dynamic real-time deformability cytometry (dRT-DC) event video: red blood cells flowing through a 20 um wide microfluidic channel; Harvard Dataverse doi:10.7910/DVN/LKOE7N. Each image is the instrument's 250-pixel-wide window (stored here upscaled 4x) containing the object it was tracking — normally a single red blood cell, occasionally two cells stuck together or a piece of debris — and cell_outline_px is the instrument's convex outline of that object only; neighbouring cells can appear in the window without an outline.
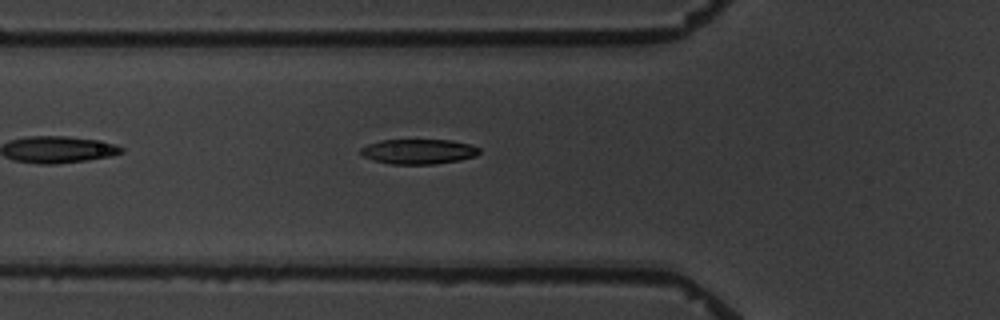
{"species": "common noctule bat (a hibernating species)", "species_latin": "Nyctalus noctula", "temperature_condition": "warm", "stored_images_in_passage": 5, "camera_frame_rate_fps": 3000, "um_per_image_px": 0.085, "animal": {"sex": "male", "body_mass_g": 19.5, "forearm_length_mm": 54.6}, "frame": {"image": 1, "passage_image": 5, "time_ms": 5.667, "image_size_px": [1000, 320], "cell_outline_px": [[480, 152], [476, 156], [460, 160], [432, 164], [392, 164], [372, 160], [364, 156], [360, 152], [360, 148], [368, 144], [380, 140], [452, 140], [468, 144], [480, 148]], "centroid_in_image_um": [35.57, 12.88], "position_along_channel_um": 90.2, "area_um2": 17.22}}